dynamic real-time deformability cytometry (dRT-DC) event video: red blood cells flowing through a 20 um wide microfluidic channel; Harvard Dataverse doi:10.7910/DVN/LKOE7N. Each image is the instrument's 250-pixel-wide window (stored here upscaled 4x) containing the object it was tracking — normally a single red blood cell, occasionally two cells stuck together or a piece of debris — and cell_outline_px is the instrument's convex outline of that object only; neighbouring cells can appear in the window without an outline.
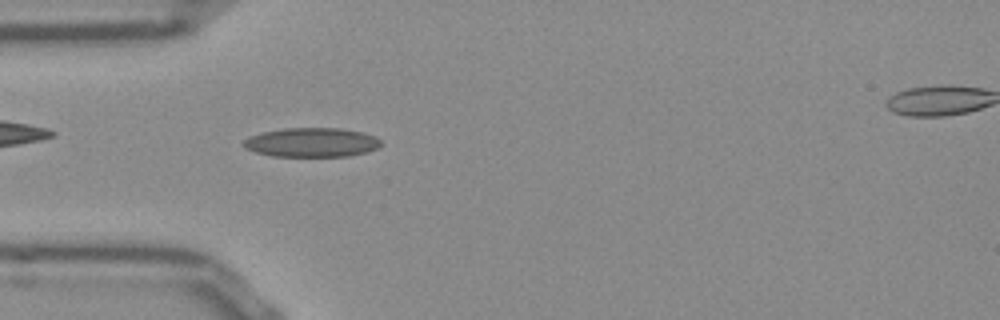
{"species": "Egyptian fruit bat (a non-hibernating species)", "species_latin": "Rousettus aegyptiacus", "temperature_condition": "room temperature", "stored_images_in_passage": 38, "camera_frame_rate_fps": 3000, "um_per_image_px": 0.085, "frame": {"image": 1, "passage_image": 1, "time_ms": 0.0, "image_size_px": [1000, 320], "cell_outline_px": [[380, 144], [376, 148], [368, 152], [348, 156], [272, 156], [256, 152], [244, 148], [244, 140], [248, 136], [264, 132], [284, 128], [340, 128], [364, 132], [376, 136], [380, 140]], "centroid_in_image_um": [26.5, 12.1], "position_along_channel_um": 58.5, "area_um2": 23.41}}
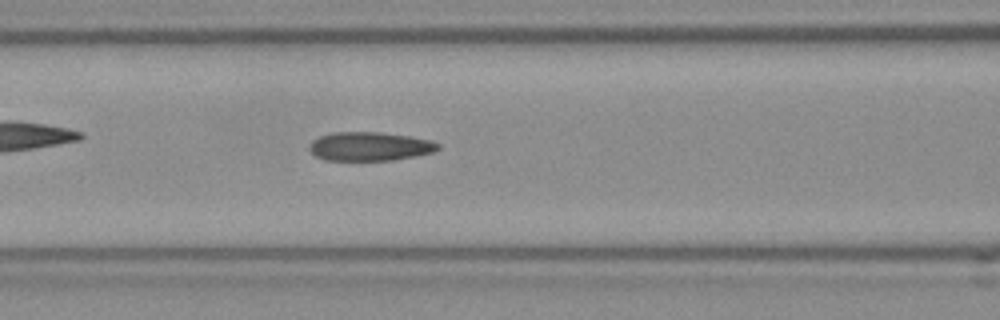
{"frame": {"image": 2, "passage_image": 7, "time_ms": 2.0, "image_size_px": [1000, 320], "cell_outline_px": [[440, 148], [432, 152], [392, 160], [324, 160], [316, 156], [308, 148], [312, 140], [320, 136], [332, 132], [380, 132], [408, 136], [432, 140], [440, 144]], "centroid_in_image_um": [31.41, 12.43], "position_along_channel_um": 135.2, "area_um2": 21.5}}
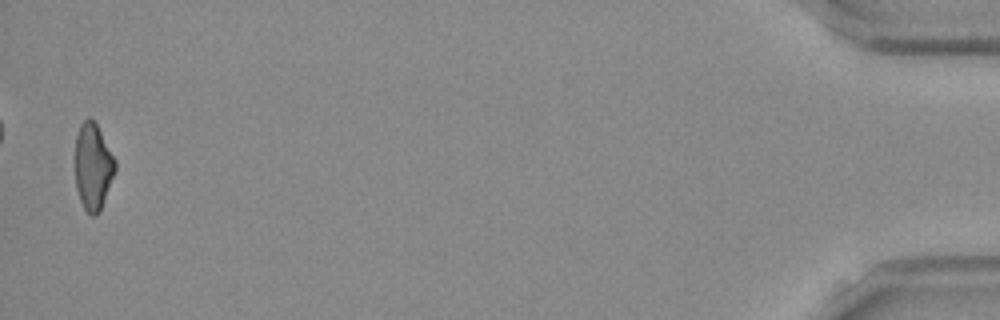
{"frame": {"image": 3, "passage_image": 37, "time_ms": 12.0, "image_size_px": [1000, 320], "cell_outline_px": [[116, 172], [100, 212], [96, 216], [92, 216], [84, 208], [80, 200], [76, 188], [76, 136], [80, 124], [88, 116], [96, 124], [116, 160]], "centroid_in_image_um": [7.92, 14.19], "position_along_channel_um": 427.3, "area_um2": 20.23}, "authors_computed_cell_mechanics": {"area_um2": 21.5016, "velocity_mm_per_s": 3.885, "shape_relaxation_time_tau1_ms": null, "shape_relaxation_time_tau2_ms": 3.0898, "deformation_change_tau1": null, "deformation_change_tau2": 0.1091}}